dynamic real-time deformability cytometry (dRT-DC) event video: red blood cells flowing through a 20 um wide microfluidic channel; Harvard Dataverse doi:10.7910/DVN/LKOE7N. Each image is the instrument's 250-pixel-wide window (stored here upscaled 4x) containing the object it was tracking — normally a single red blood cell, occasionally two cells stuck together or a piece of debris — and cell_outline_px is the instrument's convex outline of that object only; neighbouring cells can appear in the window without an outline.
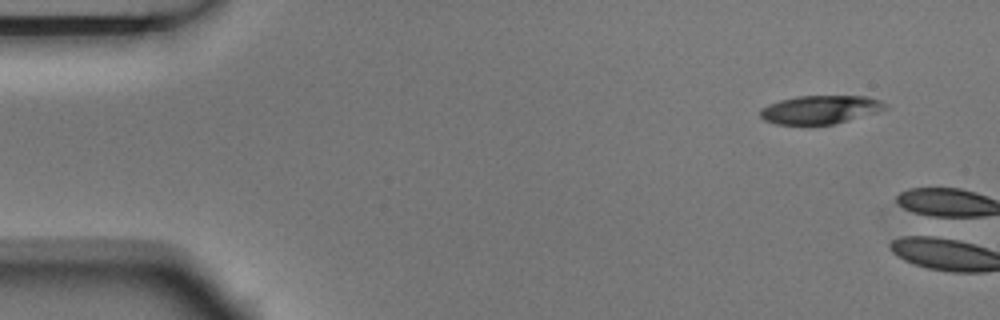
{"species": "Egyptian fruit bat (a non-hibernating species)", "species_latin": "Rousettus aegyptiacus", "temperature_condition": "room temperature", "stored_images_in_passage": 2, "camera_frame_rate_fps": 3000, "um_per_image_px": 0.085, "animal": {"sex": "male"}, "frame": {"image": 1, "passage_image": 1, "time_ms": 0.0, "image_size_px": [1000, 320], "cell_outline_px": [[888, 108], [876, 112], [832, 124], [776, 124], [764, 120], [760, 116], [760, 108], [768, 104], [780, 100], [796, 96], [868, 96], [880, 100], [888, 104]], "centroid_in_image_um": [69.7, 9.3], "position_along_channel_um": 15.3, "area_um2": 20.58}}